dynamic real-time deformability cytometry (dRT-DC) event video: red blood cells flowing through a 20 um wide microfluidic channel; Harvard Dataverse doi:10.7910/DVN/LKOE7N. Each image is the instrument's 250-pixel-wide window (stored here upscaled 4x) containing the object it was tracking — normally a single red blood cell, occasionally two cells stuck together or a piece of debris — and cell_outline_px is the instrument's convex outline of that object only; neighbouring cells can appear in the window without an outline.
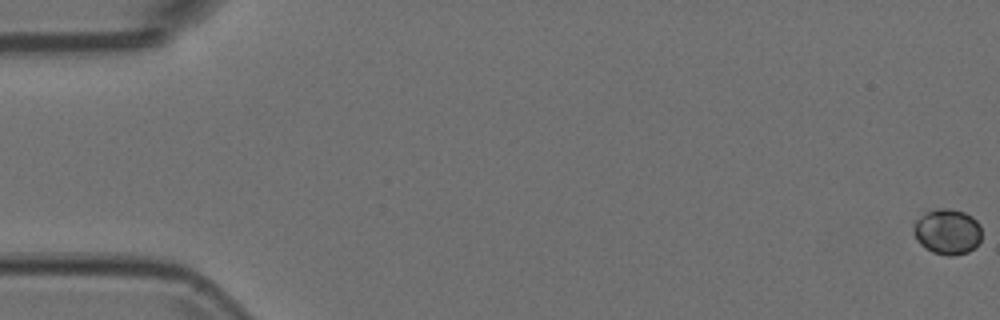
{"species": "Egyptian fruit bat (a non-hibernating species)", "species_latin": "Rousettus aegyptiacus", "temperature_condition": "room temperature", "stored_images_in_passage": 18, "camera_frame_rate_fps": 3000, "um_per_image_px": 0.085, "animal": {"sex": "female"}, "frame": {"image": 1, "passage_image": 1, "time_ms": 0.0, "image_size_px": [1000, 320], "cell_outline_px": [[980, 240], [968, 252], [956, 256], [948, 256], [932, 252], [924, 248], [920, 244], [912, 232], [912, 224], [924, 212], [940, 208], [948, 208], [964, 212], [972, 216], [980, 224]], "centroid_in_image_um": [80.48, 19.69], "position_along_channel_um": 4.5, "area_um2": 18.26}}
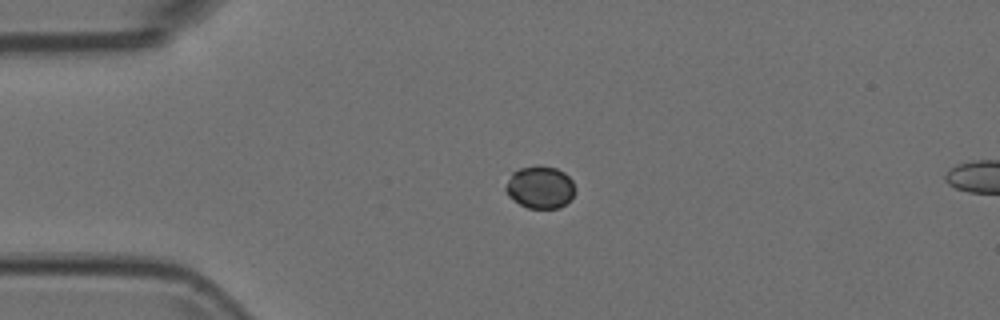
{"frame": {"image": 2, "passage_image": 14, "time_ms": 4.333, "image_size_px": [1000, 320], "cell_outline_px": [[576, 188], [572, 196], [560, 208], [528, 208], [520, 204], [508, 196], [504, 188], [512, 172], [520, 168], [556, 168], [564, 172], [572, 180]], "centroid_in_image_um": [45.9, 15.95], "position_along_channel_um": 39.1, "area_um2": 16.7}}